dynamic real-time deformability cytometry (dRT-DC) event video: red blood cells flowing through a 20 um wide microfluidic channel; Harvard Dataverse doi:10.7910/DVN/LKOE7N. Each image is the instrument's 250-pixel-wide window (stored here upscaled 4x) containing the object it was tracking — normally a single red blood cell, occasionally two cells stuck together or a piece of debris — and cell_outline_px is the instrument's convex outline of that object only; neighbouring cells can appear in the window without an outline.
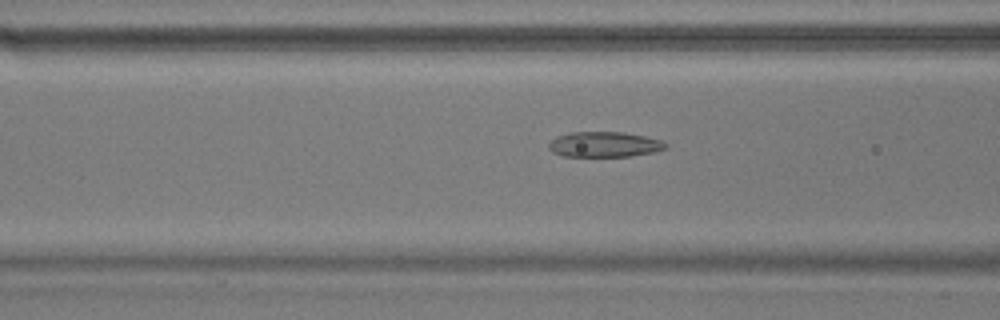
{"species": "common noctule bat (a hibernating species)", "species_latin": "Nyctalus noctula", "temperature_condition": "warm", "stored_images_in_passage": 48, "camera_frame_rate_fps": 3000, "um_per_image_px": 0.085, "animal": {"sex": "male", "body_mass_g": 17.9}, "frame": {"image": 1, "passage_image": 14, "time_ms": 4.333, "image_size_px": [1000, 320], "cell_outline_px": [[668, 148], [656, 152], [628, 156], [564, 156], [552, 152], [548, 148], [548, 144], [556, 136], [572, 132], [624, 132], [644, 136], [660, 140], [668, 144]], "centroid_in_image_um": [51.38, 12.27], "position_along_channel_um": 115.2, "area_um2": 17.28}}
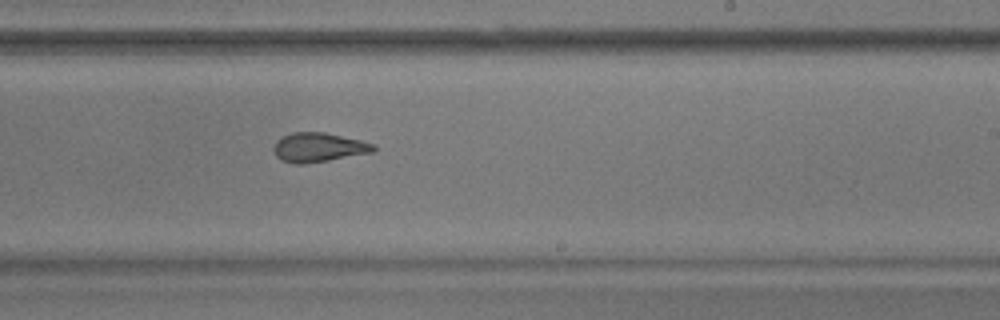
{"frame": {"image": 2, "passage_image": 26, "time_ms": 8.333, "image_size_px": [1000, 320], "cell_outline_px": [[376, 148], [372, 152], [328, 160], [304, 164], [296, 164], [280, 160], [276, 156], [272, 148], [276, 140], [292, 132], [324, 132], [360, 140], [372, 144]], "centroid_in_image_um": [27.01, 12.53], "position_along_channel_um": 262.0, "area_um2": 16.88}}
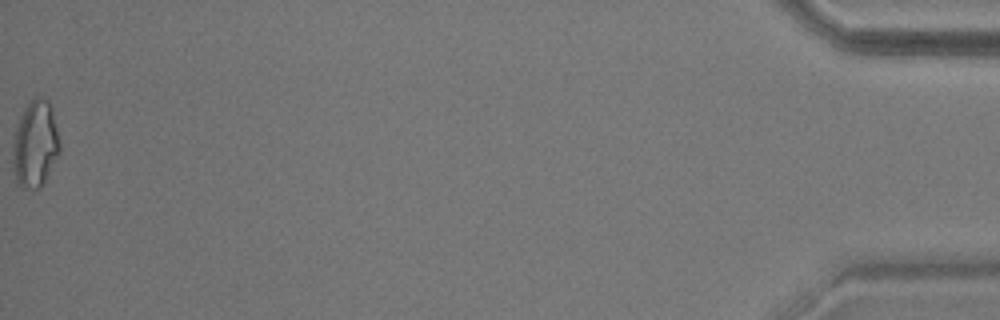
{"frame": {"image": 3, "passage_image": 48, "time_ms": 15.667, "image_size_px": [1000, 320], "cell_outline_px": [[60, 148], [40, 188], [32, 188], [16, 184], [12, 168], [12, 140], [20, 116], [24, 108], [36, 96], [40, 96], [48, 100], [52, 108], [60, 144]], "centroid_in_image_um": [2.95, 12.22], "position_along_channel_um": 432.3, "area_um2": 23.52}, "authors_computed_cell_mechanics": {"area_um2": 18.0047, "velocity_mm_per_s": 3.672, "shape_relaxation_time_tau1_ms": 7.939, "shape_relaxation_time_tau2_ms": 2.0935, "deformation_change_tau1": 0.2171, "deformation_change_tau2": 0.104}}